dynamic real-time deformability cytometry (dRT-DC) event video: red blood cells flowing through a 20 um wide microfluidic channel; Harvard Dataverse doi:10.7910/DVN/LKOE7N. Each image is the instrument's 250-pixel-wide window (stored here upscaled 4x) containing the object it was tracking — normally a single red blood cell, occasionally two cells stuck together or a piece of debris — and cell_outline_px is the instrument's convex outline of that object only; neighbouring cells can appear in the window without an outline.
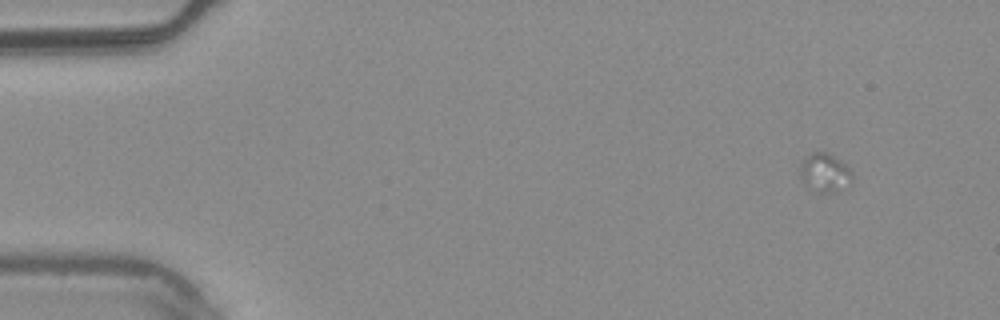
{"species": "common noctule bat (a hibernating species)", "species_latin": "Nyctalus noctula", "temperature_condition": "warm", "stored_images_in_passage": 5, "camera_frame_rate_fps": 3000, "um_per_image_px": 0.085, "animal": {"sex": "male", "body_mass_g": 20.4}, "frame": {"image": 1, "passage_image": 1, "time_ms": 0.0, "image_size_px": [1000, 320], "cell_outline_px": [[852, 180], [848, 188], [836, 192], [812, 192], [804, 184], [800, 176], [800, 164], [804, 156], [812, 152], [828, 152], [840, 160], [852, 172]], "centroid_in_image_um": [70.09, 14.7], "position_along_channel_um": 14.9, "area_um2": 12.14}}